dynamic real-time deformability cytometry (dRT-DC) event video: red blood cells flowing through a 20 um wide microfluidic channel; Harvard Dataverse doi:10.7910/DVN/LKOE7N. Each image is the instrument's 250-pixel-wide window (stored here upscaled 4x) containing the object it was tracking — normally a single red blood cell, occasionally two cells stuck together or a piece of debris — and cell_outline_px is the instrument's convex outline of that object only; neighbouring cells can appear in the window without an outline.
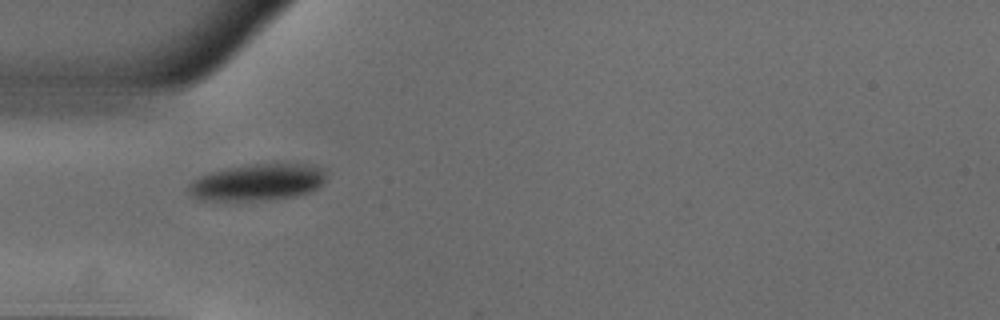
{"species": "common noctule bat (a hibernating species)", "species_latin": "Nyctalus noctula", "temperature_condition": "warm", "stored_images_in_passage": 36, "camera_frame_rate_fps": 3000, "um_per_image_px": 0.085, "animal": {"sex": "male", "body_mass_g": 18.8}, "frame": {"image": 1, "passage_image": 1, "time_ms": 0.0, "image_size_px": [1000, 320], "cell_outline_px": [[324, 180], [316, 188], [308, 192], [296, 196], [264, 200], [200, 200], [192, 196], [188, 192], [188, 184], [192, 180], [200, 176], [224, 168], [252, 164], [308, 164], [320, 168], [324, 172]], "centroid_in_image_um": [21.83, 15.49], "position_along_channel_um": 63.2, "area_um2": 29.13}}
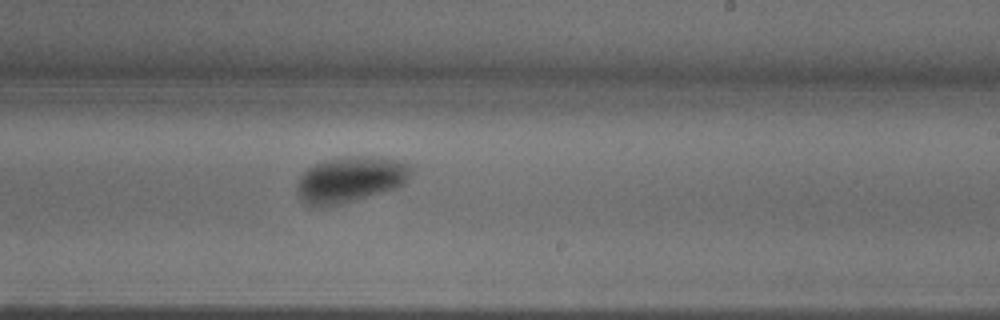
{"frame": {"image": 2, "passage_image": 16, "time_ms": 5.0, "image_size_px": [1000, 320], "cell_outline_px": [[416, 168], [408, 180], [404, 184], [396, 188], [352, 200], [336, 204], [316, 208], [308, 204], [300, 196], [296, 188], [296, 184], [300, 176], [308, 168], [324, 160], [344, 156], [380, 156], [400, 160]], "centroid_in_image_um": [29.84, 15.21], "position_along_channel_um": 259.2, "area_um2": 30.58}}
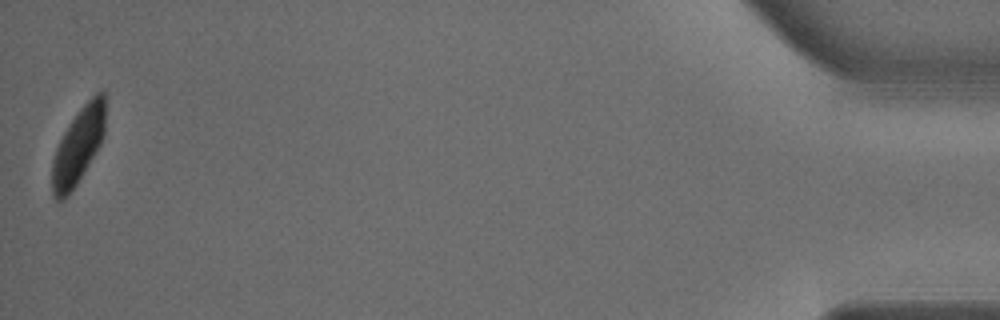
{"frame": {"image": 3, "passage_image": 36, "time_ms": 11.667, "image_size_px": [1000, 320], "cell_outline_px": [[104, 136], [100, 144], [76, 184], [60, 200], [56, 200], [52, 196], [52, 160], [56, 148], [64, 132], [76, 112], [96, 92], [104, 88]], "centroid_in_image_um": [6.64, 12.35], "position_along_channel_um": 428.6, "area_um2": 23.12}, "authors_computed_cell_mechanics": {"area_um2": 29.1601, "velocity_mm_per_s": 3.9332, "shape_relaxation_time_tau1_ms": 2.0206, "shape_relaxation_time_tau2_ms": null, "deformation_change_tau1": 0.1028, "deformation_change_tau2": null}}